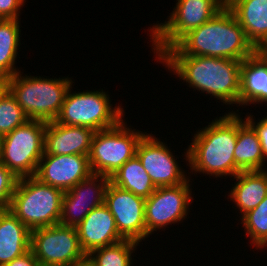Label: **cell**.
Returning a JSON list of instances; mask_svg holds the SVG:
<instances>
[{
  "instance_id": "603a6c76",
  "label": "cell",
  "mask_w": 267,
  "mask_h": 266,
  "mask_svg": "<svg viewBox=\"0 0 267 266\" xmlns=\"http://www.w3.org/2000/svg\"><path fill=\"white\" fill-rule=\"evenodd\" d=\"M110 181L115 186L128 190L145 199L149 198L156 189L150 176L136 155L125 162L117 172L110 177Z\"/></svg>"
},
{
  "instance_id": "d4e9b609",
  "label": "cell",
  "mask_w": 267,
  "mask_h": 266,
  "mask_svg": "<svg viewBox=\"0 0 267 266\" xmlns=\"http://www.w3.org/2000/svg\"><path fill=\"white\" fill-rule=\"evenodd\" d=\"M138 242L124 239L118 243L92 250L87 257L95 266H133L132 253Z\"/></svg>"
},
{
  "instance_id": "8fae6325",
  "label": "cell",
  "mask_w": 267,
  "mask_h": 266,
  "mask_svg": "<svg viewBox=\"0 0 267 266\" xmlns=\"http://www.w3.org/2000/svg\"><path fill=\"white\" fill-rule=\"evenodd\" d=\"M190 179L175 186L158 187L145 200L146 238L157 229L180 223L188 215L192 203Z\"/></svg>"
},
{
  "instance_id": "30bf717a",
  "label": "cell",
  "mask_w": 267,
  "mask_h": 266,
  "mask_svg": "<svg viewBox=\"0 0 267 266\" xmlns=\"http://www.w3.org/2000/svg\"><path fill=\"white\" fill-rule=\"evenodd\" d=\"M30 249L40 266H70L87 257L76 227L60 224L32 230Z\"/></svg>"
},
{
  "instance_id": "7a4b0ae2",
  "label": "cell",
  "mask_w": 267,
  "mask_h": 266,
  "mask_svg": "<svg viewBox=\"0 0 267 266\" xmlns=\"http://www.w3.org/2000/svg\"><path fill=\"white\" fill-rule=\"evenodd\" d=\"M158 59L194 90L210 94L226 105L239 104L242 61L191 55H161Z\"/></svg>"
},
{
  "instance_id": "4dcf8cb0",
  "label": "cell",
  "mask_w": 267,
  "mask_h": 266,
  "mask_svg": "<svg viewBox=\"0 0 267 266\" xmlns=\"http://www.w3.org/2000/svg\"><path fill=\"white\" fill-rule=\"evenodd\" d=\"M3 266H40L33 251L30 249L23 255L14 258L11 262Z\"/></svg>"
},
{
  "instance_id": "44dd1931",
  "label": "cell",
  "mask_w": 267,
  "mask_h": 266,
  "mask_svg": "<svg viewBox=\"0 0 267 266\" xmlns=\"http://www.w3.org/2000/svg\"><path fill=\"white\" fill-rule=\"evenodd\" d=\"M236 175L241 171L266 170L262 147L254 128L237 114V141L234 150ZM265 167V168H264Z\"/></svg>"
},
{
  "instance_id": "7c38bea8",
  "label": "cell",
  "mask_w": 267,
  "mask_h": 266,
  "mask_svg": "<svg viewBox=\"0 0 267 266\" xmlns=\"http://www.w3.org/2000/svg\"><path fill=\"white\" fill-rule=\"evenodd\" d=\"M145 200L109 182L104 204L113 215L117 230L124 239L138 243L145 240Z\"/></svg>"
},
{
  "instance_id": "3957f363",
  "label": "cell",
  "mask_w": 267,
  "mask_h": 266,
  "mask_svg": "<svg viewBox=\"0 0 267 266\" xmlns=\"http://www.w3.org/2000/svg\"><path fill=\"white\" fill-rule=\"evenodd\" d=\"M196 133L185 154L191 172L235 177L237 113L232 110Z\"/></svg>"
},
{
  "instance_id": "f546056e",
  "label": "cell",
  "mask_w": 267,
  "mask_h": 266,
  "mask_svg": "<svg viewBox=\"0 0 267 266\" xmlns=\"http://www.w3.org/2000/svg\"><path fill=\"white\" fill-rule=\"evenodd\" d=\"M245 120L254 128L257 132L259 141L262 147L264 158L267 159V116L263 117L259 122L254 120L253 116L246 115ZM255 121V122H254Z\"/></svg>"
},
{
  "instance_id": "d6a6232c",
  "label": "cell",
  "mask_w": 267,
  "mask_h": 266,
  "mask_svg": "<svg viewBox=\"0 0 267 266\" xmlns=\"http://www.w3.org/2000/svg\"><path fill=\"white\" fill-rule=\"evenodd\" d=\"M6 88V79L0 76V94Z\"/></svg>"
},
{
  "instance_id": "83f0119b",
  "label": "cell",
  "mask_w": 267,
  "mask_h": 266,
  "mask_svg": "<svg viewBox=\"0 0 267 266\" xmlns=\"http://www.w3.org/2000/svg\"><path fill=\"white\" fill-rule=\"evenodd\" d=\"M18 178L0 162V210H9Z\"/></svg>"
},
{
  "instance_id": "ac0fdd59",
  "label": "cell",
  "mask_w": 267,
  "mask_h": 266,
  "mask_svg": "<svg viewBox=\"0 0 267 266\" xmlns=\"http://www.w3.org/2000/svg\"><path fill=\"white\" fill-rule=\"evenodd\" d=\"M267 103V55L257 50L241 62L239 105Z\"/></svg>"
},
{
  "instance_id": "7402d4cb",
  "label": "cell",
  "mask_w": 267,
  "mask_h": 266,
  "mask_svg": "<svg viewBox=\"0 0 267 266\" xmlns=\"http://www.w3.org/2000/svg\"><path fill=\"white\" fill-rule=\"evenodd\" d=\"M233 178L238 182L234 183L228 196L243 216L267 196V170L241 171Z\"/></svg>"
},
{
  "instance_id": "5bb4252c",
  "label": "cell",
  "mask_w": 267,
  "mask_h": 266,
  "mask_svg": "<svg viewBox=\"0 0 267 266\" xmlns=\"http://www.w3.org/2000/svg\"><path fill=\"white\" fill-rule=\"evenodd\" d=\"M109 182L110 178L107 176L91 174L87 179L64 192L59 224L69 227L78 226L92 209L104 203Z\"/></svg>"
},
{
  "instance_id": "52a82bcc",
  "label": "cell",
  "mask_w": 267,
  "mask_h": 266,
  "mask_svg": "<svg viewBox=\"0 0 267 266\" xmlns=\"http://www.w3.org/2000/svg\"><path fill=\"white\" fill-rule=\"evenodd\" d=\"M46 122L27 120L1 137L0 162L18 179L35 176L44 154Z\"/></svg>"
},
{
  "instance_id": "4316f807",
  "label": "cell",
  "mask_w": 267,
  "mask_h": 266,
  "mask_svg": "<svg viewBox=\"0 0 267 266\" xmlns=\"http://www.w3.org/2000/svg\"><path fill=\"white\" fill-rule=\"evenodd\" d=\"M28 119L16 98L5 88L0 94V136L12 132Z\"/></svg>"
},
{
  "instance_id": "9a60e30c",
  "label": "cell",
  "mask_w": 267,
  "mask_h": 266,
  "mask_svg": "<svg viewBox=\"0 0 267 266\" xmlns=\"http://www.w3.org/2000/svg\"><path fill=\"white\" fill-rule=\"evenodd\" d=\"M91 174L87 155L44 153L39 161L35 177L42 183L66 192Z\"/></svg>"
},
{
  "instance_id": "5b68a950",
  "label": "cell",
  "mask_w": 267,
  "mask_h": 266,
  "mask_svg": "<svg viewBox=\"0 0 267 266\" xmlns=\"http://www.w3.org/2000/svg\"><path fill=\"white\" fill-rule=\"evenodd\" d=\"M64 192L35 176L19 178L11 199V211L30 231L60 222Z\"/></svg>"
},
{
  "instance_id": "1f68e13d",
  "label": "cell",
  "mask_w": 267,
  "mask_h": 266,
  "mask_svg": "<svg viewBox=\"0 0 267 266\" xmlns=\"http://www.w3.org/2000/svg\"><path fill=\"white\" fill-rule=\"evenodd\" d=\"M70 266H95L88 257H86L85 259L76 262L75 264H72Z\"/></svg>"
},
{
  "instance_id": "6da1fadb",
  "label": "cell",
  "mask_w": 267,
  "mask_h": 266,
  "mask_svg": "<svg viewBox=\"0 0 267 266\" xmlns=\"http://www.w3.org/2000/svg\"><path fill=\"white\" fill-rule=\"evenodd\" d=\"M256 51L233 12L225 6L162 55L208 56L243 61Z\"/></svg>"
},
{
  "instance_id": "ffe728a7",
  "label": "cell",
  "mask_w": 267,
  "mask_h": 266,
  "mask_svg": "<svg viewBox=\"0 0 267 266\" xmlns=\"http://www.w3.org/2000/svg\"><path fill=\"white\" fill-rule=\"evenodd\" d=\"M31 231L9 210H0V266L30 250Z\"/></svg>"
},
{
  "instance_id": "9c48e42d",
  "label": "cell",
  "mask_w": 267,
  "mask_h": 266,
  "mask_svg": "<svg viewBox=\"0 0 267 266\" xmlns=\"http://www.w3.org/2000/svg\"><path fill=\"white\" fill-rule=\"evenodd\" d=\"M124 121L111 128L95 131L88 156L92 174L110 178L136 155L137 145L147 132L132 130Z\"/></svg>"
},
{
  "instance_id": "2e32d148",
  "label": "cell",
  "mask_w": 267,
  "mask_h": 266,
  "mask_svg": "<svg viewBox=\"0 0 267 266\" xmlns=\"http://www.w3.org/2000/svg\"><path fill=\"white\" fill-rule=\"evenodd\" d=\"M76 230L81 248L86 255L97 248L124 240L117 230L113 215L104 203L92 209L76 226Z\"/></svg>"
},
{
  "instance_id": "cb8c5ba5",
  "label": "cell",
  "mask_w": 267,
  "mask_h": 266,
  "mask_svg": "<svg viewBox=\"0 0 267 266\" xmlns=\"http://www.w3.org/2000/svg\"><path fill=\"white\" fill-rule=\"evenodd\" d=\"M20 23L18 19L0 21V76L4 79L20 72L16 64L20 46Z\"/></svg>"
},
{
  "instance_id": "484cf974",
  "label": "cell",
  "mask_w": 267,
  "mask_h": 266,
  "mask_svg": "<svg viewBox=\"0 0 267 266\" xmlns=\"http://www.w3.org/2000/svg\"><path fill=\"white\" fill-rule=\"evenodd\" d=\"M245 234L255 247L261 249L267 246V196L255 208L248 211L241 218Z\"/></svg>"
},
{
  "instance_id": "e0dca14e",
  "label": "cell",
  "mask_w": 267,
  "mask_h": 266,
  "mask_svg": "<svg viewBox=\"0 0 267 266\" xmlns=\"http://www.w3.org/2000/svg\"><path fill=\"white\" fill-rule=\"evenodd\" d=\"M94 133L92 128L85 126H68L56 121L47 122L44 132V153L89 156Z\"/></svg>"
},
{
  "instance_id": "836d02e7",
  "label": "cell",
  "mask_w": 267,
  "mask_h": 266,
  "mask_svg": "<svg viewBox=\"0 0 267 266\" xmlns=\"http://www.w3.org/2000/svg\"><path fill=\"white\" fill-rule=\"evenodd\" d=\"M261 51L267 55V44L261 49Z\"/></svg>"
},
{
  "instance_id": "8992f818",
  "label": "cell",
  "mask_w": 267,
  "mask_h": 266,
  "mask_svg": "<svg viewBox=\"0 0 267 266\" xmlns=\"http://www.w3.org/2000/svg\"><path fill=\"white\" fill-rule=\"evenodd\" d=\"M164 23L150 28L154 54L158 58L190 31L208 22L226 6V0H177Z\"/></svg>"
},
{
  "instance_id": "f1b7e54d",
  "label": "cell",
  "mask_w": 267,
  "mask_h": 266,
  "mask_svg": "<svg viewBox=\"0 0 267 266\" xmlns=\"http://www.w3.org/2000/svg\"><path fill=\"white\" fill-rule=\"evenodd\" d=\"M25 0H0V19H18Z\"/></svg>"
},
{
  "instance_id": "277c9868",
  "label": "cell",
  "mask_w": 267,
  "mask_h": 266,
  "mask_svg": "<svg viewBox=\"0 0 267 266\" xmlns=\"http://www.w3.org/2000/svg\"><path fill=\"white\" fill-rule=\"evenodd\" d=\"M22 75L18 72L7 78L6 88L16 98L28 119L46 123L55 121L72 86L71 78L49 79Z\"/></svg>"
},
{
  "instance_id": "4fadbf2b",
  "label": "cell",
  "mask_w": 267,
  "mask_h": 266,
  "mask_svg": "<svg viewBox=\"0 0 267 266\" xmlns=\"http://www.w3.org/2000/svg\"><path fill=\"white\" fill-rule=\"evenodd\" d=\"M145 134L139 141L136 149V156L150 176L156 188L175 186L185 183L184 170L180 168L176 157L165 143L152 136Z\"/></svg>"
},
{
  "instance_id": "ba28073f",
  "label": "cell",
  "mask_w": 267,
  "mask_h": 266,
  "mask_svg": "<svg viewBox=\"0 0 267 266\" xmlns=\"http://www.w3.org/2000/svg\"><path fill=\"white\" fill-rule=\"evenodd\" d=\"M72 87L65 96L61 111L55 120L57 123L85 126L100 131L116 126L123 120V108L120 105L112 107L108 92L102 89L71 93Z\"/></svg>"
},
{
  "instance_id": "d6986e66",
  "label": "cell",
  "mask_w": 267,
  "mask_h": 266,
  "mask_svg": "<svg viewBox=\"0 0 267 266\" xmlns=\"http://www.w3.org/2000/svg\"><path fill=\"white\" fill-rule=\"evenodd\" d=\"M245 31L247 39L257 50L267 44V0H226Z\"/></svg>"
}]
</instances>
